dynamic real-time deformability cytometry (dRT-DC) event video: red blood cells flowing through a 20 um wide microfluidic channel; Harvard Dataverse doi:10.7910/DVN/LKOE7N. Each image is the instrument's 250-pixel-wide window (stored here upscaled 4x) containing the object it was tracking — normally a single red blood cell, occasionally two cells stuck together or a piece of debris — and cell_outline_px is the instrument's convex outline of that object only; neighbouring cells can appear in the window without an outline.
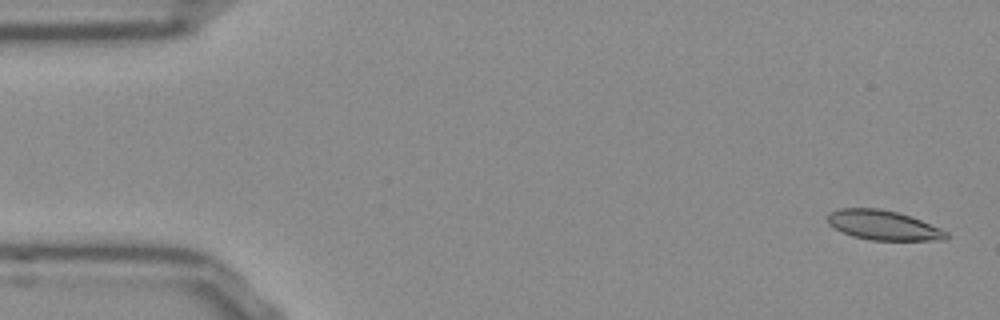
{"species": "Egyptian fruit bat (a non-hibernating species)", "species_latin": "Rousettus aegyptiacus", "temperature_condition": "room temperature", "stored_images_in_passage": 52, "segment_of_instrument_passage": [1, 2], "camera_frame_rate_fps": 3000, "um_per_image_px": 0.085, "frame": {"image": 1, "passage_image": 1, "time_ms": 0.0, "image_size_px": [1000, 320], "cell_outline_px": [[948, 236], [944, 240], [872, 240], [852, 236], [828, 224], [828, 212], [840, 208], [880, 208], [896, 212], [920, 220], [940, 228], [948, 232]], "centroid_in_image_um": [75.06, 19.14], "position_along_channel_um": 9.9, "area_um2": 20.29}}
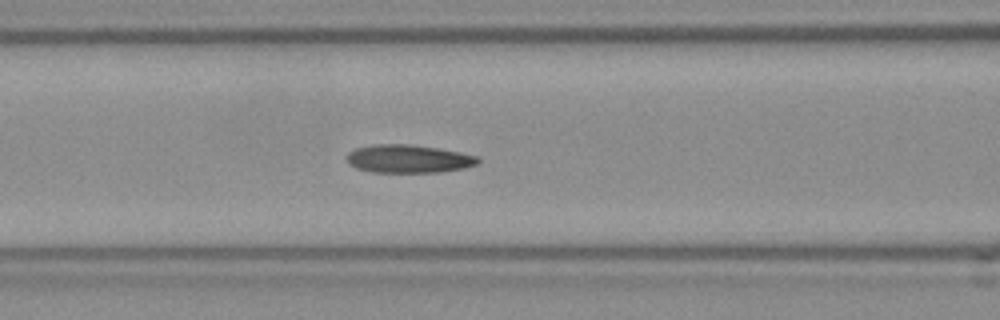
{"frame": {"image": 2, "passage_image": 20, "time_ms": 6.333, "image_size_px": [1000, 320], "cell_outline_px": [[480, 160], [476, 164], [464, 168], [440, 172], [372, 172], [356, 168], [348, 164], [344, 156], [348, 152], [356, 148], [376, 144], [408, 144], [436, 148], [460, 152], [480, 156]], "centroid_in_image_um": [34.69, 13.5], "position_along_channel_um": 131.9, "area_um2": 21.62}}
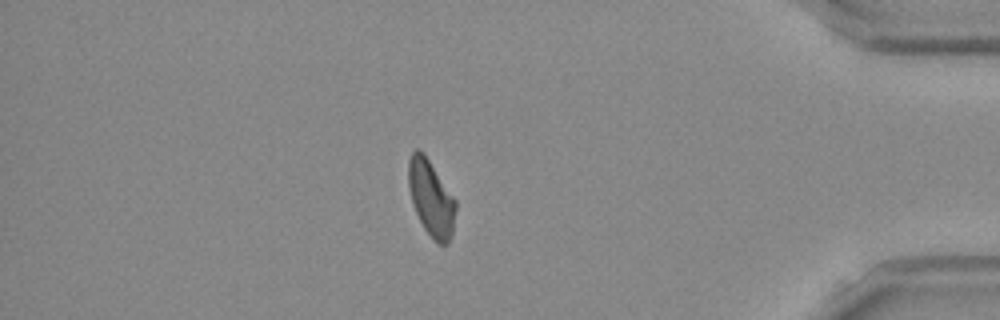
{"frame": {"image": 3, "passage_image": 44, "time_ms": 14.333, "image_size_px": [1000, 320], "cell_outline_px": [[456, 208], [452, 236], [448, 244], [440, 244], [424, 228], [416, 212], [412, 200], [408, 184], [408, 160], [412, 152], [416, 148], [428, 160], [456, 200]], "centroid_in_image_um": [36.65, 16.86], "position_along_channel_um": 398.6, "area_um2": 20.35}}